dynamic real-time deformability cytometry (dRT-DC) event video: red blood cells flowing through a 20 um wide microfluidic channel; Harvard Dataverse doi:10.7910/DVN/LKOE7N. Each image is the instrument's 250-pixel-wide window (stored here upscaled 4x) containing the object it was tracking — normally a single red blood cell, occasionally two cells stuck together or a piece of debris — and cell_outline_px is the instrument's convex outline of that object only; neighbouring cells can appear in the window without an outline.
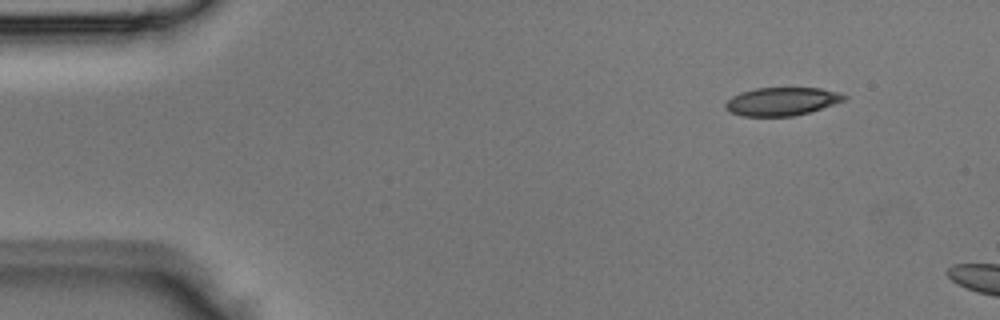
{"species": "Egyptian fruit bat (a non-hibernating species)", "species_latin": "Rousettus aegyptiacus", "temperature_condition": "room temperature", "stored_images_in_passage": 2, "camera_frame_rate_fps": 3000, "um_per_image_px": 0.085, "animal": {"sex": "male"}, "frame": {"image": 1, "passage_image": 1, "time_ms": 0.0, "image_size_px": [1000, 320], "cell_outline_px": [[848, 100], [808, 112], [792, 116], [744, 116], [732, 112], [724, 108], [724, 104], [732, 96], [740, 92], [756, 88], [820, 88], [840, 92], [848, 96]], "centroid_in_image_um": [66.49, 8.61], "position_along_channel_um": 18.5, "area_um2": 19.54}}